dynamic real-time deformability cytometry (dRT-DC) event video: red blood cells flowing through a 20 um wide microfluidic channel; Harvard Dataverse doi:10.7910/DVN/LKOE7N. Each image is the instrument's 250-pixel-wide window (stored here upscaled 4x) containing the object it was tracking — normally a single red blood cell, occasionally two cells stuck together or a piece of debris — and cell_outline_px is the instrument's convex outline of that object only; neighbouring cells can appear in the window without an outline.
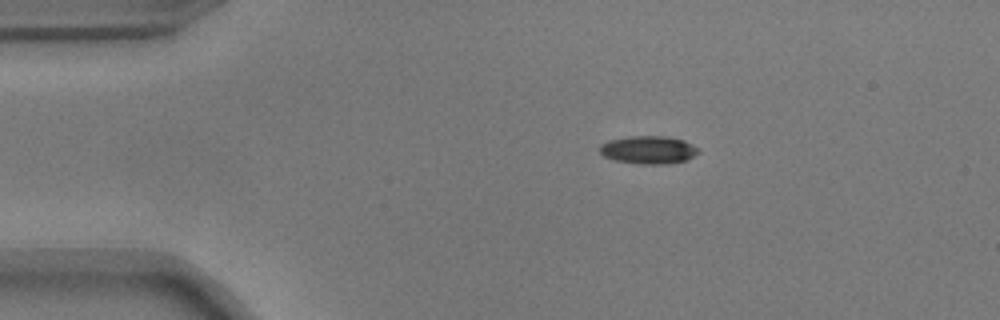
{"species": "common noctule bat (a hibernating species)", "species_latin": "Nyctalus noctula", "temperature_condition": "warm", "stored_images_in_passage": 45, "camera_frame_rate_fps": 3000, "um_per_image_px": 0.085, "animal": {"sex": "male", "body_mass_g": 17.9}, "frame": {"image": 1, "passage_image": 1, "time_ms": 0.0, "image_size_px": [1000, 320], "cell_outline_px": [[700, 152], [684, 160], [664, 164], [640, 164], [616, 160], [604, 156], [600, 152], [600, 144], [608, 140], [628, 136], [668, 136], [684, 140], [700, 148]], "centroid_in_image_um": [55.12, 12.72], "position_along_channel_um": 29.9, "area_um2": 16.07}}
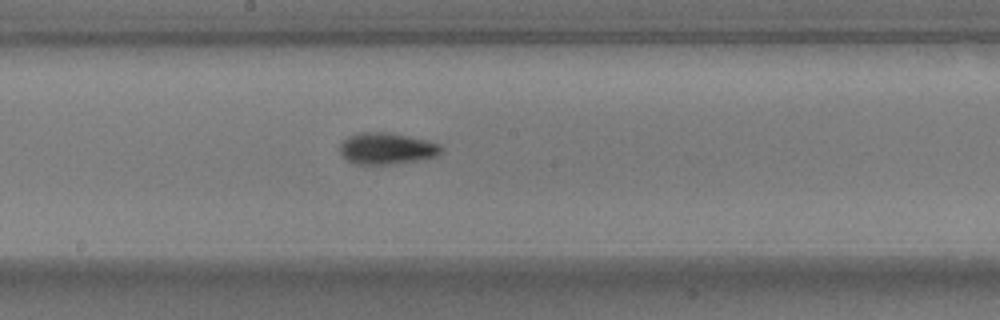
{"frame": {"image": 2, "passage_image": 20, "time_ms": 6.333, "image_size_px": [1000, 320], "cell_outline_px": [[444, 148], [436, 156], [428, 160], [396, 164], [356, 164], [348, 160], [340, 152], [340, 144], [348, 136], [360, 132], [388, 132], [408, 136], [440, 144]], "centroid_in_image_um": [32.91, 12.64], "position_along_channel_um": 215.3, "area_um2": 18.79}}
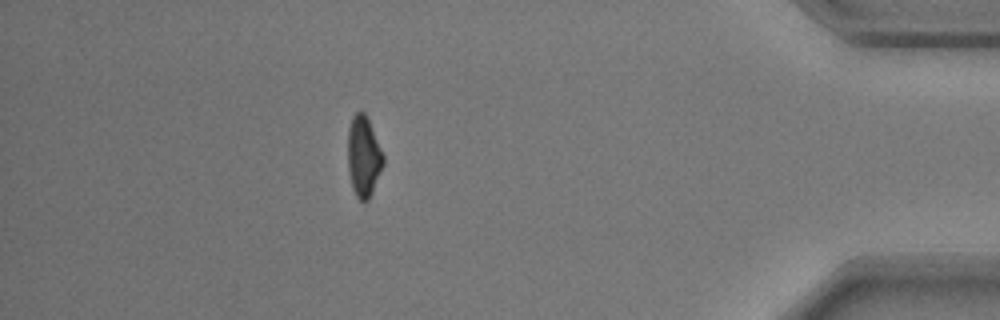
{"frame": {"image": 3, "passage_image": 39, "time_ms": 12.667, "image_size_px": [1000, 320], "cell_outline_px": [[384, 164], [372, 192], [368, 200], [364, 204], [356, 196], [352, 188], [348, 172], [348, 128], [352, 116], [356, 112], [364, 112], [368, 120], [384, 156]], "centroid_in_image_um": [30.89, 13.33], "position_along_channel_um": 404.3, "area_um2": 16.65}, "authors_computed_cell_mechanics": {"area_um2": 16.762, "velocity_mm_per_s": 3.7235, "shape_relaxation_time_tau1_ms": 2.9818, "shape_relaxation_time_tau2_ms": 2.0676, "deformation_change_tau1": 0.1649, "deformation_change_tau2": 0.0753}}